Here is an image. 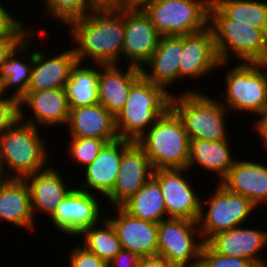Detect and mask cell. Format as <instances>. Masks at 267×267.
Here are the masks:
<instances>
[{"label": "cell", "instance_id": "cell-1", "mask_svg": "<svg viewBox=\"0 0 267 267\" xmlns=\"http://www.w3.org/2000/svg\"><path fill=\"white\" fill-rule=\"evenodd\" d=\"M73 48L77 62L83 65L87 58L94 64H117L123 56L124 5L101 4L83 17L70 21ZM122 54V55H121Z\"/></svg>", "mask_w": 267, "mask_h": 267}, {"label": "cell", "instance_id": "cell-2", "mask_svg": "<svg viewBox=\"0 0 267 267\" xmlns=\"http://www.w3.org/2000/svg\"><path fill=\"white\" fill-rule=\"evenodd\" d=\"M24 113L20 108V119L0 135V166L5 178H24L48 167V149L38 128L24 122ZM5 167L15 175L5 174Z\"/></svg>", "mask_w": 267, "mask_h": 267}, {"label": "cell", "instance_id": "cell-3", "mask_svg": "<svg viewBox=\"0 0 267 267\" xmlns=\"http://www.w3.org/2000/svg\"><path fill=\"white\" fill-rule=\"evenodd\" d=\"M212 24V25H211ZM209 27L219 60L228 62L230 52L243 63H265L267 60V29L232 23L213 1L209 8Z\"/></svg>", "mask_w": 267, "mask_h": 267}, {"label": "cell", "instance_id": "cell-4", "mask_svg": "<svg viewBox=\"0 0 267 267\" xmlns=\"http://www.w3.org/2000/svg\"><path fill=\"white\" fill-rule=\"evenodd\" d=\"M171 96L162 86L142 76L131 87L125 106L115 116L118 137L136 142L170 108Z\"/></svg>", "mask_w": 267, "mask_h": 267}, {"label": "cell", "instance_id": "cell-5", "mask_svg": "<svg viewBox=\"0 0 267 267\" xmlns=\"http://www.w3.org/2000/svg\"><path fill=\"white\" fill-rule=\"evenodd\" d=\"M154 170L187 169L190 138L178 115L169 108L137 141Z\"/></svg>", "mask_w": 267, "mask_h": 267}, {"label": "cell", "instance_id": "cell-6", "mask_svg": "<svg viewBox=\"0 0 267 267\" xmlns=\"http://www.w3.org/2000/svg\"><path fill=\"white\" fill-rule=\"evenodd\" d=\"M170 108L183 122L190 139H228L224 117L229 109L217 99L188 90L178 96L172 94Z\"/></svg>", "mask_w": 267, "mask_h": 267}, {"label": "cell", "instance_id": "cell-7", "mask_svg": "<svg viewBox=\"0 0 267 267\" xmlns=\"http://www.w3.org/2000/svg\"><path fill=\"white\" fill-rule=\"evenodd\" d=\"M212 0H157L144 12L162 36H183L209 27Z\"/></svg>", "mask_w": 267, "mask_h": 267}, {"label": "cell", "instance_id": "cell-8", "mask_svg": "<svg viewBox=\"0 0 267 267\" xmlns=\"http://www.w3.org/2000/svg\"><path fill=\"white\" fill-rule=\"evenodd\" d=\"M267 70L265 63H242L226 74V103L234 111L255 112L263 116L267 110Z\"/></svg>", "mask_w": 267, "mask_h": 267}, {"label": "cell", "instance_id": "cell-9", "mask_svg": "<svg viewBox=\"0 0 267 267\" xmlns=\"http://www.w3.org/2000/svg\"><path fill=\"white\" fill-rule=\"evenodd\" d=\"M196 226L197 221L187 219L161 220L158 223L157 255L175 267H198L205 242L201 238L195 241L196 234H201Z\"/></svg>", "mask_w": 267, "mask_h": 267}, {"label": "cell", "instance_id": "cell-10", "mask_svg": "<svg viewBox=\"0 0 267 267\" xmlns=\"http://www.w3.org/2000/svg\"><path fill=\"white\" fill-rule=\"evenodd\" d=\"M202 202L197 222L205 243L219 232L241 226L250 217L251 211L256 209L248 198L228 191L220 183L210 200H204V203H209L207 212H203Z\"/></svg>", "mask_w": 267, "mask_h": 267}, {"label": "cell", "instance_id": "cell-11", "mask_svg": "<svg viewBox=\"0 0 267 267\" xmlns=\"http://www.w3.org/2000/svg\"><path fill=\"white\" fill-rule=\"evenodd\" d=\"M187 169L170 168L153 170L164 198L167 217L197 221L201 212V199L182 174Z\"/></svg>", "mask_w": 267, "mask_h": 267}, {"label": "cell", "instance_id": "cell-12", "mask_svg": "<svg viewBox=\"0 0 267 267\" xmlns=\"http://www.w3.org/2000/svg\"><path fill=\"white\" fill-rule=\"evenodd\" d=\"M161 36L143 9L124 6L123 56L129 60L130 66L144 68Z\"/></svg>", "mask_w": 267, "mask_h": 267}, {"label": "cell", "instance_id": "cell-13", "mask_svg": "<svg viewBox=\"0 0 267 267\" xmlns=\"http://www.w3.org/2000/svg\"><path fill=\"white\" fill-rule=\"evenodd\" d=\"M99 201L87 191L72 188L62 199L50 219L52 224L67 235L78 236L86 228L99 223Z\"/></svg>", "mask_w": 267, "mask_h": 267}, {"label": "cell", "instance_id": "cell-14", "mask_svg": "<svg viewBox=\"0 0 267 267\" xmlns=\"http://www.w3.org/2000/svg\"><path fill=\"white\" fill-rule=\"evenodd\" d=\"M153 170L144 150L133 142L123 152L114 187L105 198L113 206H121L152 177Z\"/></svg>", "mask_w": 267, "mask_h": 267}, {"label": "cell", "instance_id": "cell-15", "mask_svg": "<svg viewBox=\"0 0 267 267\" xmlns=\"http://www.w3.org/2000/svg\"><path fill=\"white\" fill-rule=\"evenodd\" d=\"M227 63L219 60L214 36L210 27L183 35V51L179 61V78H198L225 66Z\"/></svg>", "mask_w": 267, "mask_h": 267}, {"label": "cell", "instance_id": "cell-16", "mask_svg": "<svg viewBox=\"0 0 267 267\" xmlns=\"http://www.w3.org/2000/svg\"><path fill=\"white\" fill-rule=\"evenodd\" d=\"M116 208L118 216L107 220L114 227L122 249L139 257L157 255L158 224L132 216L121 206Z\"/></svg>", "mask_w": 267, "mask_h": 267}, {"label": "cell", "instance_id": "cell-17", "mask_svg": "<svg viewBox=\"0 0 267 267\" xmlns=\"http://www.w3.org/2000/svg\"><path fill=\"white\" fill-rule=\"evenodd\" d=\"M132 143L122 138L106 143L94 161L85 167L86 183L77 188L89 193L92 189L106 197L114 187L123 152Z\"/></svg>", "mask_w": 267, "mask_h": 267}, {"label": "cell", "instance_id": "cell-18", "mask_svg": "<svg viewBox=\"0 0 267 267\" xmlns=\"http://www.w3.org/2000/svg\"><path fill=\"white\" fill-rule=\"evenodd\" d=\"M206 243L220 255L244 258L258 267H267L258 254L267 244V232L263 230L237 226L215 234Z\"/></svg>", "mask_w": 267, "mask_h": 267}, {"label": "cell", "instance_id": "cell-19", "mask_svg": "<svg viewBox=\"0 0 267 267\" xmlns=\"http://www.w3.org/2000/svg\"><path fill=\"white\" fill-rule=\"evenodd\" d=\"M19 104L20 108L27 104L32 110L33 117L24 121L28 124L36 127L37 124L55 127L58 124L66 126L68 123L70 108L64 88L27 91L19 100Z\"/></svg>", "mask_w": 267, "mask_h": 267}, {"label": "cell", "instance_id": "cell-20", "mask_svg": "<svg viewBox=\"0 0 267 267\" xmlns=\"http://www.w3.org/2000/svg\"><path fill=\"white\" fill-rule=\"evenodd\" d=\"M99 71V103L113 116L125 106L131 87L142 77L141 69L128 65L125 73L118 64H97Z\"/></svg>", "mask_w": 267, "mask_h": 267}, {"label": "cell", "instance_id": "cell-21", "mask_svg": "<svg viewBox=\"0 0 267 267\" xmlns=\"http://www.w3.org/2000/svg\"><path fill=\"white\" fill-rule=\"evenodd\" d=\"M220 184L228 191L248 198L256 207L267 203V166L263 164L235 160Z\"/></svg>", "mask_w": 267, "mask_h": 267}, {"label": "cell", "instance_id": "cell-22", "mask_svg": "<svg viewBox=\"0 0 267 267\" xmlns=\"http://www.w3.org/2000/svg\"><path fill=\"white\" fill-rule=\"evenodd\" d=\"M76 63L77 59L73 48L48 57L47 60L40 51H34L31 81L27 91L64 88L69 81L71 69Z\"/></svg>", "mask_w": 267, "mask_h": 267}, {"label": "cell", "instance_id": "cell-23", "mask_svg": "<svg viewBox=\"0 0 267 267\" xmlns=\"http://www.w3.org/2000/svg\"><path fill=\"white\" fill-rule=\"evenodd\" d=\"M67 127L70 128L71 137H92L104 139L107 143L119 138L115 116L100 103L70 108Z\"/></svg>", "mask_w": 267, "mask_h": 267}, {"label": "cell", "instance_id": "cell-24", "mask_svg": "<svg viewBox=\"0 0 267 267\" xmlns=\"http://www.w3.org/2000/svg\"><path fill=\"white\" fill-rule=\"evenodd\" d=\"M57 169L44 168L24 177L27 183L31 209L35 219V213L42 211L48 216H52L62 199L70 192L71 188H66V183L63 181Z\"/></svg>", "mask_w": 267, "mask_h": 267}, {"label": "cell", "instance_id": "cell-25", "mask_svg": "<svg viewBox=\"0 0 267 267\" xmlns=\"http://www.w3.org/2000/svg\"><path fill=\"white\" fill-rule=\"evenodd\" d=\"M183 51V36H161L158 47L145 64L150 66L148 73L141 69L142 76L153 84L162 86L165 90L168 85L179 79V61Z\"/></svg>", "mask_w": 267, "mask_h": 267}, {"label": "cell", "instance_id": "cell-26", "mask_svg": "<svg viewBox=\"0 0 267 267\" xmlns=\"http://www.w3.org/2000/svg\"><path fill=\"white\" fill-rule=\"evenodd\" d=\"M33 230L35 221L30 192L24 178H4L0 182V221Z\"/></svg>", "mask_w": 267, "mask_h": 267}, {"label": "cell", "instance_id": "cell-27", "mask_svg": "<svg viewBox=\"0 0 267 267\" xmlns=\"http://www.w3.org/2000/svg\"><path fill=\"white\" fill-rule=\"evenodd\" d=\"M228 140L190 139L188 170L190 171L197 162V165L199 164L202 168L215 172L221 181L235 162V159H232L231 150H229L230 142Z\"/></svg>", "mask_w": 267, "mask_h": 267}, {"label": "cell", "instance_id": "cell-28", "mask_svg": "<svg viewBox=\"0 0 267 267\" xmlns=\"http://www.w3.org/2000/svg\"><path fill=\"white\" fill-rule=\"evenodd\" d=\"M121 207L139 219L159 223L167 216L166 206L158 181L152 176Z\"/></svg>", "mask_w": 267, "mask_h": 267}, {"label": "cell", "instance_id": "cell-29", "mask_svg": "<svg viewBox=\"0 0 267 267\" xmlns=\"http://www.w3.org/2000/svg\"><path fill=\"white\" fill-rule=\"evenodd\" d=\"M80 65L77 62L71 69L69 81L64 87L69 108L99 103V70Z\"/></svg>", "mask_w": 267, "mask_h": 267}, {"label": "cell", "instance_id": "cell-30", "mask_svg": "<svg viewBox=\"0 0 267 267\" xmlns=\"http://www.w3.org/2000/svg\"><path fill=\"white\" fill-rule=\"evenodd\" d=\"M35 35V33H31L26 37V39L16 48L14 51L8 56L7 60L1 65L0 68V87L1 94H6V91L10 87H16L14 90L13 97L20 100L27 92L28 86L31 81V70L33 65V57L34 52L31 53L30 62L31 64H26L25 61H19L16 59V54L19 52L20 54H26L29 41L28 38ZM26 52V53H25ZM25 62V63H24ZM31 65V66H30Z\"/></svg>", "mask_w": 267, "mask_h": 267}, {"label": "cell", "instance_id": "cell-31", "mask_svg": "<svg viewBox=\"0 0 267 267\" xmlns=\"http://www.w3.org/2000/svg\"><path fill=\"white\" fill-rule=\"evenodd\" d=\"M232 23L267 29V2L257 0H212Z\"/></svg>", "mask_w": 267, "mask_h": 267}, {"label": "cell", "instance_id": "cell-32", "mask_svg": "<svg viewBox=\"0 0 267 267\" xmlns=\"http://www.w3.org/2000/svg\"><path fill=\"white\" fill-rule=\"evenodd\" d=\"M97 225L84 229L79 236L84 237V247L96 254L107 264L122 250L120 240L112 224L104 219L103 227Z\"/></svg>", "mask_w": 267, "mask_h": 267}, {"label": "cell", "instance_id": "cell-33", "mask_svg": "<svg viewBox=\"0 0 267 267\" xmlns=\"http://www.w3.org/2000/svg\"><path fill=\"white\" fill-rule=\"evenodd\" d=\"M44 3L50 17L65 25L76 18L85 16L101 5L99 0H45Z\"/></svg>", "mask_w": 267, "mask_h": 267}, {"label": "cell", "instance_id": "cell-34", "mask_svg": "<svg viewBox=\"0 0 267 267\" xmlns=\"http://www.w3.org/2000/svg\"><path fill=\"white\" fill-rule=\"evenodd\" d=\"M71 143L69 144V153L71 159L78 164L86 167L94 161L98 156L100 150L107 143L104 139L92 138V137H71Z\"/></svg>", "mask_w": 267, "mask_h": 267}, {"label": "cell", "instance_id": "cell-35", "mask_svg": "<svg viewBox=\"0 0 267 267\" xmlns=\"http://www.w3.org/2000/svg\"><path fill=\"white\" fill-rule=\"evenodd\" d=\"M30 33L31 30L25 29L23 23L16 18L6 29L0 31V68Z\"/></svg>", "mask_w": 267, "mask_h": 267}, {"label": "cell", "instance_id": "cell-36", "mask_svg": "<svg viewBox=\"0 0 267 267\" xmlns=\"http://www.w3.org/2000/svg\"><path fill=\"white\" fill-rule=\"evenodd\" d=\"M198 267H258L254 262L233 256L220 255L204 243Z\"/></svg>", "mask_w": 267, "mask_h": 267}, {"label": "cell", "instance_id": "cell-37", "mask_svg": "<svg viewBox=\"0 0 267 267\" xmlns=\"http://www.w3.org/2000/svg\"><path fill=\"white\" fill-rule=\"evenodd\" d=\"M0 96V135L20 119L19 100L13 96Z\"/></svg>", "mask_w": 267, "mask_h": 267}, {"label": "cell", "instance_id": "cell-38", "mask_svg": "<svg viewBox=\"0 0 267 267\" xmlns=\"http://www.w3.org/2000/svg\"><path fill=\"white\" fill-rule=\"evenodd\" d=\"M81 246L77 245L69 254L70 267H108L104 260Z\"/></svg>", "mask_w": 267, "mask_h": 267}, {"label": "cell", "instance_id": "cell-39", "mask_svg": "<svg viewBox=\"0 0 267 267\" xmlns=\"http://www.w3.org/2000/svg\"><path fill=\"white\" fill-rule=\"evenodd\" d=\"M139 259L136 253L122 249L107 265L108 267H138Z\"/></svg>", "mask_w": 267, "mask_h": 267}, {"label": "cell", "instance_id": "cell-40", "mask_svg": "<svg viewBox=\"0 0 267 267\" xmlns=\"http://www.w3.org/2000/svg\"><path fill=\"white\" fill-rule=\"evenodd\" d=\"M138 267H175L169 263L164 257L155 255L140 257Z\"/></svg>", "mask_w": 267, "mask_h": 267}, {"label": "cell", "instance_id": "cell-41", "mask_svg": "<svg viewBox=\"0 0 267 267\" xmlns=\"http://www.w3.org/2000/svg\"><path fill=\"white\" fill-rule=\"evenodd\" d=\"M255 125V130L257 131V133L260 134V139L263 140V146L267 148V110L265 114L261 117V119L259 118V120L255 122Z\"/></svg>", "mask_w": 267, "mask_h": 267}, {"label": "cell", "instance_id": "cell-42", "mask_svg": "<svg viewBox=\"0 0 267 267\" xmlns=\"http://www.w3.org/2000/svg\"><path fill=\"white\" fill-rule=\"evenodd\" d=\"M12 16L0 3V31L6 29L15 20Z\"/></svg>", "mask_w": 267, "mask_h": 267}, {"label": "cell", "instance_id": "cell-43", "mask_svg": "<svg viewBox=\"0 0 267 267\" xmlns=\"http://www.w3.org/2000/svg\"><path fill=\"white\" fill-rule=\"evenodd\" d=\"M157 0H124L122 4L126 7L133 8V9H142L148 3H151Z\"/></svg>", "mask_w": 267, "mask_h": 267}, {"label": "cell", "instance_id": "cell-44", "mask_svg": "<svg viewBox=\"0 0 267 267\" xmlns=\"http://www.w3.org/2000/svg\"><path fill=\"white\" fill-rule=\"evenodd\" d=\"M101 4H116L122 3L124 0H99Z\"/></svg>", "mask_w": 267, "mask_h": 267}, {"label": "cell", "instance_id": "cell-45", "mask_svg": "<svg viewBox=\"0 0 267 267\" xmlns=\"http://www.w3.org/2000/svg\"><path fill=\"white\" fill-rule=\"evenodd\" d=\"M4 174L2 172L1 166H0V182L4 179Z\"/></svg>", "mask_w": 267, "mask_h": 267}]
</instances>
